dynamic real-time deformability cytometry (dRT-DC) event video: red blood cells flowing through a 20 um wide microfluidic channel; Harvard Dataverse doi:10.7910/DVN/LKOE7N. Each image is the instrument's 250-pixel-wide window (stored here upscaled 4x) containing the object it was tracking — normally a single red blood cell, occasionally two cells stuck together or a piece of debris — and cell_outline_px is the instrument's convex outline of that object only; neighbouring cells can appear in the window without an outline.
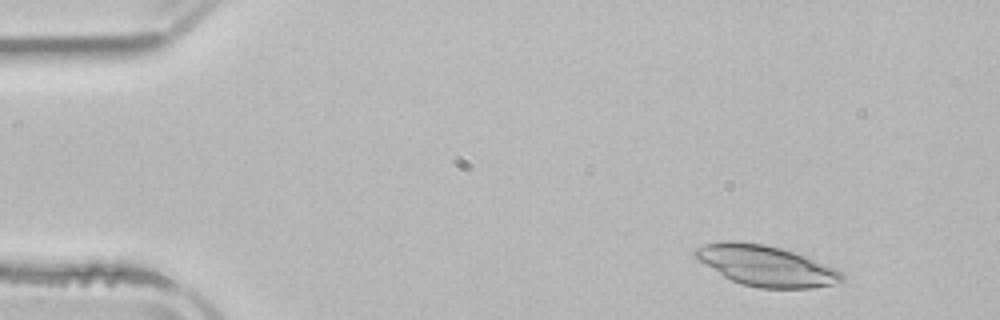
{"species": "common noctule bat (a hibernating species)", "species_latin": "Nyctalus noctula", "temperature_condition": "room temperature", "stored_images_in_passage": 4, "camera_frame_rate_fps": 3000, "um_per_image_px": 0.085, "animal": {"sex": "male", "body_mass_g": 21.5, "forearm_length_mm": 52.0}, "frame": {"image": 1, "passage_image": 1, "time_ms": 0.0, "image_size_px": [1000, 320], "cell_outline_px": [[844, 280], [832, 284], [812, 288], [760, 288], [740, 284], [724, 276], [692, 256], [692, 252], [696, 248], [704, 244], [728, 240], [732, 240], [764, 244], [780, 248], [808, 256], [836, 268], [844, 276]], "centroid_in_image_um": [65.1, 22.58], "position_along_channel_um": 19.9, "area_um2": 34.74}}